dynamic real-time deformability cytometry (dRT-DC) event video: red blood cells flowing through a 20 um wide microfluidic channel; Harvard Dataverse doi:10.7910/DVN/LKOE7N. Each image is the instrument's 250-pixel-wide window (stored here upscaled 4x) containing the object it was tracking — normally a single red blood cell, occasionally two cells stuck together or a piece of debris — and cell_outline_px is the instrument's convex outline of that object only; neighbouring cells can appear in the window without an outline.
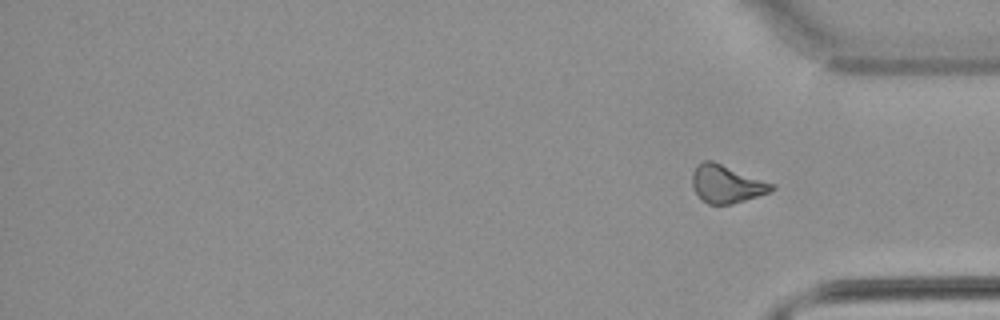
{"species": "common noctule bat (a hibernating species)", "species_latin": "Nyctalus noctula", "temperature_condition": "warm", "stored_images_in_passage": 35, "segment_of_instrument_passage": [2, 2], "camera_frame_rate_fps": 3000, "um_per_image_px": 0.085, "animal": {"sex": "male", "body_mass_g": 21.5, "forearm_length_mm": 52.0}, "frame": {"image": 1, "passage_image": 35, "time_ms": 11.333, "image_size_px": [1000, 320], "cell_outline_px": [[776, 188], [768, 192], [732, 204], [708, 204], [696, 192], [692, 184], [692, 172], [704, 160], [712, 160], [776, 184]], "centroid_in_image_um": [61.78, 15.62], "position_along_channel_um": 373.4, "area_um2": 17.28}}